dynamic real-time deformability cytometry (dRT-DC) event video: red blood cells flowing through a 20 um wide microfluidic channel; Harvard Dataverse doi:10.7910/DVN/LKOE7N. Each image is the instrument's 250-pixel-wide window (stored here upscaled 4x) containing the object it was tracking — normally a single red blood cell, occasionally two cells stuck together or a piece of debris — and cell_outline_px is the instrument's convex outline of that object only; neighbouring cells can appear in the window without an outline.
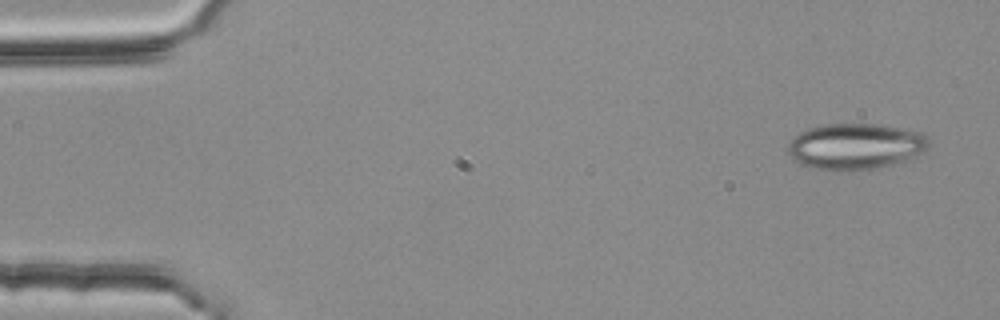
{"species": "common noctule bat (a hibernating species)", "species_latin": "Nyctalus noctula", "temperature_condition": "room temperature", "stored_images_in_passage": 5, "camera_frame_rate_fps": 3000, "um_per_image_px": 0.085, "animal": {"sex": "female", "body_mass_g": 25.1}, "frame": {"image": 1, "passage_image": 1, "time_ms": 0.0, "image_size_px": [1000, 320], "cell_outline_px": [[928, 148], [924, 152], [916, 156], [892, 164], [876, 168], [848, 172], [836, 172], [816, 168], [800, 164], [788, 152], [788, 144], [792, 136], [808, 128], [824, 124], [880, 124], [920, 132], [928, 136]], "centroid_in_image_um": [72.7, 12.45], "position_along_channel_um": 12.3, "area_um2": 38.15}}